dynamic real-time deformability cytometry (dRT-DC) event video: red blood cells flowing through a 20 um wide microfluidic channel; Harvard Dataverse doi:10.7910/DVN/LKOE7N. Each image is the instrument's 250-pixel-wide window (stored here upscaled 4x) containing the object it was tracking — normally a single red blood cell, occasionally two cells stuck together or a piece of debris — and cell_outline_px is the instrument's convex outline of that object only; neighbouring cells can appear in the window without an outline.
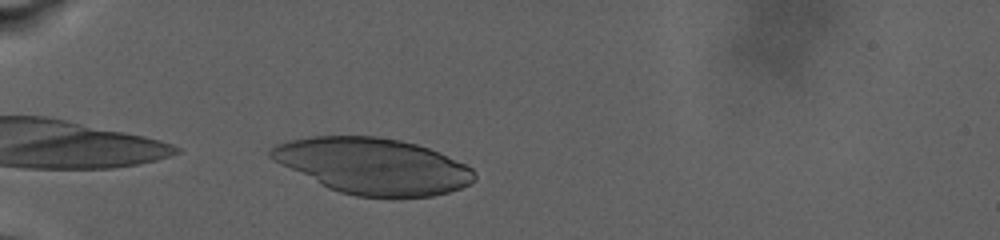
{"species": "human", "species_latin": "Homo sapiens", "temperature_condition": "warm", "stored_images_in_passage": 49, "camera_frame_rate_fps": 3000, "um_per_image_px": 0.085, "donor": {"sex": "male"}, "frame": {"image": 1, "passage_image": 2, "time_ms": 0.333, "image_size_px": [1000, 240], "cell_outline_px": [[476, 180], [460, 188], [448, 192], [432, 196], [400, 200], [388, 200], [356, 196], [340, 192], [328, 188], [268, 156], [268, 152], [276, 144], [288, 140], [308, 136], [376, 136], [400, 140], [416, 144], [440, 152], [472, 168], [476, 172]], "centroid_in_image_um": [31.76, 14.14], "position_along_channel_um": 53.2, "area_um2": 66.99}}